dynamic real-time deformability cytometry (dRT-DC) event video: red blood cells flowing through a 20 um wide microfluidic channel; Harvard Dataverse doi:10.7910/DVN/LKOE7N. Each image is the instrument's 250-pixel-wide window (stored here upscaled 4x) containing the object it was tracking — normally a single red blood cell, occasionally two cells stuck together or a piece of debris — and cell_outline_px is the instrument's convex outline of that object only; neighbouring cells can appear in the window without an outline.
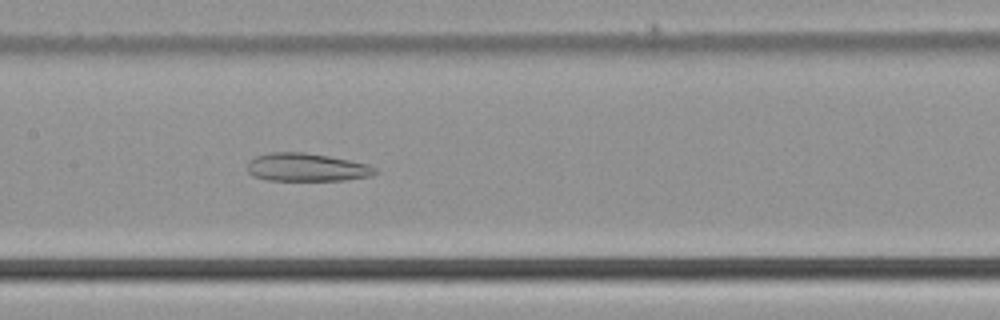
{"species": "common noctule bat (a hibernating species)", "species_latin": "Nyctalus noctula", "temperature_condition": "cold", "stored_images_in_passage": 43, "camera_frame_rate_fps": 3000, "um_per_image_px": 0.085, "animal": {"sex": "male", "body_mass_g": 21.5, "forearm_length_mm": 52.0}, "frame": {"image": 1, "passage_image": 17, "time_ms": 5.333, "image_size_px": [1000, 320], "cell_outline_px": [[376, 172], [368, 176], [344, 180], [268, 180], [252, 176], [248, 172], [248, 160], [256, 156], [272, 152], [304, 152], [328, 156], [368, 164], [376, 168]], "centroid_in_image_um": [26.01, 14.22], "position_along_channel_um": 181.4, "area_um2": 20.75}}
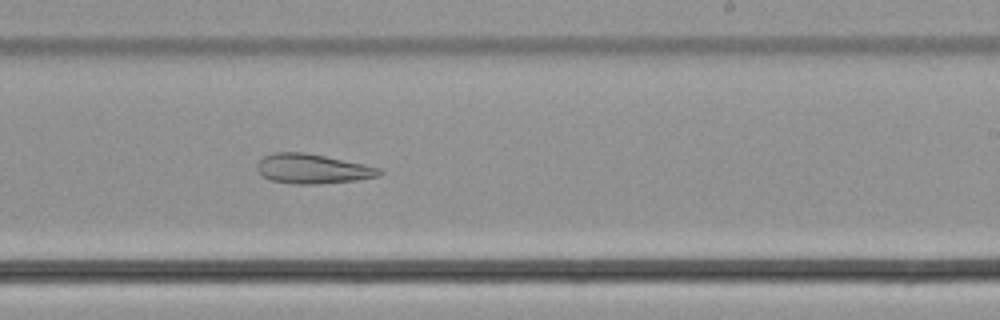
{"frame": {"image": 2, "passage_image": 23, "time_ms": 7.333, "image_size_px": [1000, 320], "cell_outline_px": [[384, 172], [380, 176], [356, 180], [316, 184], [296, 184], [272, 180], [264, 176], [256, 168], [256, 164], [264, 156], [272, 152], [304, 152], [364, 164], [380, 168]], "centroid_in_image_um": [26.58, 14.34], "position_along_channel_um": 262.4, "area_um2": 20.98}}
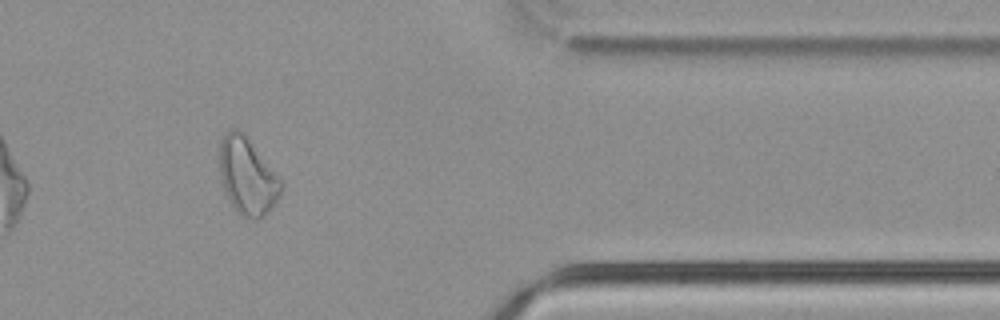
{"frame": {"image": 3, "passage_image": 34, "time_ms": 11.0, "image_size_px": [1000, 320], "cell_outline_px": [[284, 184], [280, 196], [264, 216], [260, 220], [248, 220], [236, 212], [220, 180], [220, 140], [224, 132], [232, 128], [236, 128], [248, 140]], "centroid_in_image_um": [21.01, 15.03], "position_along_channel_um": 390.4, "area_um2": 27.17}}